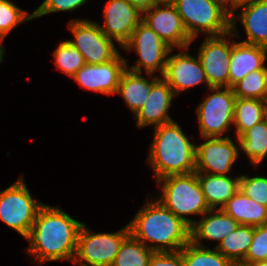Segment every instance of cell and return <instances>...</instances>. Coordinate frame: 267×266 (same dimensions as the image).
Masks as SVG:
<instances>
[{
    "label": "cell",
    "instance_id": "cell-42",
    "mask_svg": "<svg viewBox=\"0 0 267 266\" xmlns=\"http://www.w3.org/2000/svg\"><path fill=\"white\" fill-rule=\"evenodd\" d=\"M253 266H267V260L266 261H259L256 263H252Z\"/></svg>",
    "mask_w": 267,
    "mask_h": 266
},
{
    "label": "cell",
    "instance_id": "cell-23",
    "mask_svg": "<svg viewBox=\"0 0 267 266\" xmlns=\"http://www.w3.org/2000/svg\"><path fill=\"white\" fill-rule=\"evenodd\" d=\"M222 210L240 225L261 226L267 225V207L238 190L222 207Z\"/></svg>",
    "mask_w": 267,
    "mask_h": 266
},
{
    "label": "cell",
    "instance_id": "cell-1",
    "mask_svg": "<svg viewBox=\"0 0 267 266\" xmlns=\"http://www.w3.org/2000/svg\"><path fill=\"white\" fill-rule=\"evenodd\" d=\"M82 222L75 220L59 206L44 204L24 237L30 244L26 254L33 255L36 264L48 261L67 260L73 263L78 234Z\"/></svg>",
    "mask_w": 267,
    "mask_h": 266
},
{
    "label": "cell",
    "instance_id": "cell-22",
    "mask_svg": "<svg viewBox=\"0 0 267 266\" xmlns=\"http://www.w3.org/2000/svg\"><path fill=\"white\" fill-rule=\"evenodd\" d=\"M197 177L209 209H222L240 190V175L232 178L230 175L197 173Z\"/></svg>",
    "mask_w": 267,
    "mask_h": 266
},
{
    "label": "cell",
    "instance_id": "cell-6",
    "mask_svg": "<svg viewBox=\"0 0 267 266\" xmlns=\"http://www.w3.org/2000/svg\"><path fill=\"white\" fill-rule=\"evenodd\" d=\"M23 178L0 192V220L24 238L44 204L34 199Z\"/></svg>",
    "mask_w": 267,
    "mask_h": 266
},
{
    "label": "cell",
    "instance_id": "cell-11",
    "mask_svg": "<svg viewBox=\"0 0 267 266\" xmlns=\"http://www.w3.org/2000/svg\"><path fill=\"white\" fill-rule=\"evenodd\" d=\"M233 37V38H232ZM232 31L220 36L205 37L198 49L207 81L211 87H229V65L232 50Z\"/></svg>",
    "mask_w": 267,
    "mask_h": 266
},
{
    "label": "cell",
    "instance_id": "cell-9",
    "mask_svg": "<svg viewBox=\"0 0 267 266\" xmlns=\"http://www.w3.org/2000/svg\"><path fill=\"white\" fill-rule=\"evenodd\" d=\"M121 49L127 52L134 50L139 56L136 64L131 65V67L126 62V68L135 72L145 70V73L150 74H156L159 71V76H162L165 71L169 53L174 51L171 46L142 21L137 25L130 39Z\"/></svg>",
    "mask_w": 267,
    "mask_h": 266
},
{
    "label": "cell",
    "instance_id": "cell-26",
    "mask_svg": "<svg viewBox=\"0 0 267 266\" xmlns=\"http://www.w3.org/2000/svg\"><path fill=\"white\" fill-rule=\"evenodd\" d=\"M265 119L261 99L236 98L233 123L236 138Z\"/></svg>",
    "mask_w": 267,
    "mask_h": 266
},
{
    "label": "cell",
    "instance_id": "cell-27",
    "mask_svg": "<svg viewBox=\"0 0 267 266\" xmlns=\"http://www.w3.org/2000/svg\"><path fill=\"white\" fill-rule=\"evenodd\" d=\"M154 251L129 234L111 266H148Z\"/></svg>",
    "mask_w": 267,
    "mask_h": 266
},
{
    "label": "cell",
    "instance_id": "cell-21",
    "mask_svg": "<svg viewBox=\"0 0 267 266\" xmlns=\"http://www.w3.org/2000/svg\"><path fill=\"white\" fill-rule=\"evenodd\" d=\"M148 80L142 72H135L126 68L121 76L116 94L123 97L126 106L135 114L144 106L153 83L160 77L147 73Z\"/></svg>",
    "mask_w": 267,
    "mask_h": 266
},
{
    "label": "cell",
    "instance_id": "cell-25",
    "mask_svg": "<svg viewBox=\"0 0 267 266\" xmlns=\"http://www.w3.org/2000/svg\"><path fill=\"white\" fill-rule=\"evenodd\" d=\"M254 226L240 225L215 248L229 260L243 261L253 241Z\"/></svg>",
    "mask_w": 267,
    "mask_h": 266
},
{
    "label": "cell",
    "instance_id": "cell-40",
    "mask_svg": "<svg viewBox=\"0 0 267 266\" xmlns=\"http://www.w3.org/2000/svg\"><path fill=\"white\" fill-rule=\"evenodd\" d=\"M3 44V40H0V64L3 62V56H5L6 49L4 48L5 45Z\"/></svg>",
    "mask_w": 267,
    "mask_h": 266
},
{
    "label": "cell",
    "instance_id": "cell-8",
    "mask_svg": "<svg viewBox=\"0 0 267 266\" xmlns=\"http://www.w3.org/2000/svg\"><path fill=\"white\" fill-rule=\"evenodd\" d=\"M130 234L128 224L113 233H93L83 223L73 264L78 266H111L118 251Z\"/></svg>",
    "mask_w": 267,
    "mask_h": 266
},
{
    "label": "cell",
    "instance_id": "cell-16",
    "mask_svg": "<svg viewBox=\"0 0 267 266\" xmlns=\"http://www.w3.org/2000/svg\"><path fill=\"white\" fill-rule=\"evenodd\" d=\"M103 14L104 26H99L109 39L120 45V49L142 20V13L129 0H108Z\"/></svg>",
    "mask_w": 267,
    "mask_h": 266
},
{
    "label": "cell",
    "instance_id": "cell-30",
    "mask_svg": "<svg viewBox=\"0 0 267 266\" xmlns=\"http://www.w3.org/2000/svg\"><path fill=\"white\" fill-rule=\"evenodd\" d=\"M33 19V12L27 13L10 0H0V40H4L19 25Z\"/></svg>",
    "mask_w": 267,
    "mask_h": 266
},
{
    "label": "cell",
    "instance_id": "cell-35",
    "mask_svg": "<svg viewBox=\"0 0 267 266\" xmlns=\"http://www.w3.org/2000/svg\"><path fill=\"white\" fill-rule=\"evenodd\" d=\"M148 266H184L181 251L154 252Z\"/></svg>",
    "mask_w": 267,
    "mask_h": 266
},
{
    "label": "cell",
    "instance_id": "cell-37",
    "mask_svg": "<svg viewBox=\"0 0 267 266\" xmlns=\"http://www.w3.org/2000/svg\"><path fill=\"white\" fill-rule=\"evenodd\" d=\"M256 0H225L229 11L232 13L236 8L247 3L254 2Z\"/></svg>",
    "mask_w": 267,
    "mask_h": 266
},
{
    "label": "cell",
    "instance_id": "cell-3",
    "mask_svg": "<svg viewBox=\"0 0 267 266\" xmlns=\"http://www.w3.org/2000/svg\"><path fill=\"white\" fill-rule=\"evenodd\" d=\"M154 130L147 162L154 172L155 180L194 172L197 145L190 142L181 126L172 121Z\"/></svg>",
    "mask_w": 267,
    "mask_h": 266
},
{
    "label": "cell",
    "instance_id": "cell-4",
    "mask_svg": "<svg viewBox=\"0 0 267 266\" xmlns=\"http://www.w3.org/2000/svg\"><path fill=\"white\" fill-rule=\"evenodd\" d=\"M155 182L161 189L160 196L155 198L190 227L196 219L192 220L187 216H203L210 210L198 181L197 172L170 175Z\"/></svg>",
    "mask_w": 267,
    "mask_h": 266
},
{
    "label": "cell",
    "instance_id": "cell-38",
    "mask_svg": "<svg viewBox=\"0 0 267 266\" xmlns=\"http://www.w3.org/2000/svg\"><path fill=\"white\" fill-rule=\"evenodd\" d=\"M262 108L264 110L265 118L267 117V87L265 89V92L263 93V96L261 98Z\"/></svg>",
    "mask_w": 267,
    "mask_h": 266
},
{
    "label": "cell",
    "instance_id": "cell-29",
    "mask_svg": "<svg viewBox=\"0 0 267 266\" xmlns=\"http://www.w3.org/2000/svg\"><path fill=\"white\" fill-rule=\"evenodd\" d=\"M52 55L57 70L70 78L85 65L82 54L67 40L61 41Z\"/></svg>",
    "mask_w": 267,
    "mask_h": 266
},
{
    "label": "cell",
    "instance_id": "cell-33",
    "mask_svg": "<svg viewBox=\"0 0 267 266\" xmlns=\"http://www.w3.org/2000/svg\"><path fill=\"white\" fill-rule=\"evenodd\" d=\"M267 260V225L254 227L253 241L244 262L256 263Z\"/></svg>",
    "mask_w": 267,
    "mask_h": 266
},
{
    "label": "cell",
    "instance_id": "cell-28",
    "mask_svg": "<svg viewBox=\"0 0 267 266\" xmlns=\"http://www.w3.org/2000/svg\"><path fill=\"white\" fill-rule=\"evenodd\" d=\"M184 266H230L232 261L225 258L216 248L187 243L181 250Z\"/></svg>",
    "mask_w": 267,
    "mask_h": 266
},
{
    "label": "cell",
    "instance_id": "cell-39",
    "mask_svg": "<svg viewBox=\"0 0 267 266\" xmlns=\"http://www.w3.org/2000/svg\"><path fill=\"white\" fill-rule=\"evenodd\" d=\"M156 5H175L177 0H155Z\"/></svg>",
    "mask_w": 267,
    "mask_h": 266
},
{
    "label": "cell",
    "instance_id": "cell-41",
    "mask_svg": "<svg viewBox=\"0 0 267 266\" xmlns=\"http://www.w3.org/2000/svg\"><path fill=\"white\" fill-rule=\"evenodd\" d=\"M230 266H253L251 263L244 261H233Z\"/></svg>",
    "mask_w": 267,
    "mask_h": 266
},
{
    "label": "cell",
    "instance_id": "cell-15",
    "mask_svg": "<svg viewBox=\"0 0 267 266\" xmlns=\"http://www.w3.org/2000/svg\"><path fill=\"white\" fill-rule=\"evenodd\" d=\"M126 58L119 53L103 64H85L71 78L86 90L115 95L121 76L126 69Z\"/></svg>",
    "mask_w": 267,
    "mask_h": 266
},
{
    "label": "cell",
    "instance_id": "cell-10",
    "mask_svg": "<svg viewBox=\"0 0 267 266\" xmlns=\"http://www.w3.org/2000/svg\"><path fill=\"white\" fill-rule=\"evenodd\" d=\"M85 19H71L68 29L74 39L67 41L83 56L85 64H103L113 60L120 52L99 26V23Z\"/></svg>",
    "mask_w": 267,
    "mask_h": 266
},
{
    "label": "cell",
    "instance_id": "cell-18",
    "mask_svg": "<svg viewBox=\"0 0 267 266\" xmlns=\"http://www.w3.org/2000/svg\"><path fill=\"white\" fill-rule=\"evenodd\" d=\"M239 9V13L235 11ZM240 20L247 39L241 41L267 48V0H256L239 6L231 13V31L240 38L237 21Z\"/></svg>",
    "mask_w": 267,
    "mask_h": 266
},
{
    "label": "cell",
    "instance_id": "cell-20",
    "mask_svg": "<svg viewBox=\"0 0 267 266\" xmlns=\"http://www.w3.org/2000/svg\"><path fill=\"white\" fill-rule=\"evenodd\" d=\"M239 223L231 216L227 215L222 209H210L200 220H196L190 229V241L199 246L206 247L202 240H213L219 243L231 232Z\"/></svg>",
    "mask_w": 267,
    "mask_h": 266
},
{
    "label": "cell",
    "instance_id": "cell-34",
    "mask_svg": "<svg viewBox=\"0 0 267 266\" xmlns=\"http://www.w3.org/2000/svg\"><path fill=\"white\" fill-rule=\"evenodd\" d=\"M88 0H44L34 11V19L55 12H73Z\"/></svg>",
    "mask_w": 267,
    "mask_h": 266
},
{
    "label": "cell",
    "instance_id": "cell-13",
    "mask_svg": "<svg viewBox=\"0 0 267 266\" xmlns=\"http://www.w3.org/2000/svg\"><path fill=\"white\" fill-rule=\"evenodd\" d=\"M173 49L190 47L188 35L175 5H155L142 13V20Z\"/></svg>",
    "mask_w": 267,
    "mask_h": 266
},
{
    "label": "cell",
    "instance_id": "cell-14",
    "mask_svg": "<svg viewBox=\"0 0 267 266\" xmlns=\"http://www.w3.org/2000/svg\"><path fill=\"white\" fill-rule=\"evenodd\" d=\"M188 48L190 47L181 48V51L174 55L169 53L165 71L161 76L173 89L176 97L201 83H205L208 89L211 88L198 55L192 57L186 51Z\"/></svg>",
    "mask_w": 267,
    "mask_h": 266
},
{
    "label": "cell",
    "instance_id": "cell-17",
    "mask_svg": "<svg viewBox=\"0 0 267 266\" xmlns=\"http://www.w3.org/2000/svg\"><path fill=\"white\" fill-rule=\"evenodd\" d=\"M175 96L173 89L160 76L153 83L146 103L134 116L136 126L145 128L154 125L155 128L174 121L168 111Z\"/></svg>",
    "mask_w": 267,
    "mask_h": 266
},
{
    "label": "cell",
    "instance_id": "cell-24",
    "mask_svg": "<svg viewBox=\"0 0 267 266\" xmlns=\"http://www.w3.org/2000/svg\"><path fill=\"white\" fill-rule=\"evenodd\" d=\"M237 138L239 150L248 156L250 163L254 167L262 164L267 157V120L255 124Z\"/></svg>",
    "mask_w": 267,
    "mask_h": 266
},
{
    "label": "cell",
    "instance_id": "cell-36",
    "mask_svg": "<svg viewBox=\"0 0 267 266\" xmlns=\"http://www.w3.org/2000/svg\"><path fill=\"white\" fill-rule=\"evenodd\" d=\"M141 13L156 5L155 0H129Z\"/></svg>",
    "mask_w": 267,
    "mask_h": 266
},
{
    "label": "cell",
    "instance_id": "cell-12",
    "mask_svg": "<svg viewBox=\"0 0 267 266\" xmlns=\"http://www.w3.org/2000/svg\"><path fill=\"white\" fill-rule=\"evenodd\" d=\"M196 146L195 172L211 175H228L239 158V140L236 145L230 137H202Z\"/></svg>",
    "mask_w": 267,
    "mask_h": 266
},
{
    "label": "cell",
    "instance_id": "cell-31",
    "mask_svg": "<svg viewBox=\"0 0 267 266\" xmlns=\"http://www.w3.org/2000/svg\"><path fill=\"white\" fill-rule=\"evenodd\" d=\"M267 87V69L250 72L233 87L236 98L261 99Z\"/></svg>",
    "mask_w": 267,
    "mask_h": 266
},
{
    "label": "cell",
    "instance_id": "cell-19",
    "mask_svg": "<svg viewBox=\"0 0 267 266\" xmlns=\"http://www.w3.org/2000/svg\"><path fill=\"white\" fill-rule=\"evenodd\" d=\"M266 60V47L232 40L229 87L232 88L252 71L267 69V66L264 65Z\"/></svg>",
    "mask_w": 267,
    "mask_h": 266
},
{
    "label": "cell",
    "instance_id": "cell-32",
    "mask_svg": "<svg viewBox=\"0 0 267 266\" xmlns=\"http://www.w3.org/2000/svg\"><path fill=\"white\" fill-rule=\"evenodd\" d=\"M240 191L256 203L267 207V176L240 174Z\"/></svg>",
    "mask_w": 267,
    "mask_h": 266
},
{
    "label": "cell",
    "instance_id": "cell-2",
    "mask_svg": "<svg viewBox=\"0 0 267 266\" xmlns=\"http://www.w3.org/2000/svg\"><path fill=\"white\" fill-rule=\"evenodd\" d=\"M148 200L128 223L130 234L154 252L181 250L190 242L191 227L157 198Z\"/></svg>",
    "mask_w": 267,
    "mask_h": 266
},
{
    "label": "cell",
    "instance_id": "cell-5",
    "mask_svg": "<svg viewBox=\"0 0 267 266\" xmlns=\"http://www.w3.org/2000/svg\"><path fill=\"white\" fill-rule=\"evenodd\" d=\"M175 7L193 41L202 33L209 37L231 31V12L225 0H177Z\"/></svg>",
    "mask_w": 267,
    "mask_h": 266
},
{
    "label": "cell",
    "instance_id": "cell-7",
    "mask_svg": "<svg viewBox=\"0 0 267 266\" xmlns=\"http://www.w3.org/2000/svg\"><path fill=\"white\" fill-rule=\"evenodd\" d=\"M209 90L196 109L200 136L229 137L223 134L233 126L236 96L230 87H211Z\"/></svg>",
    "mask_w": 267,
    "mask_h": 266
}]
</instances>
